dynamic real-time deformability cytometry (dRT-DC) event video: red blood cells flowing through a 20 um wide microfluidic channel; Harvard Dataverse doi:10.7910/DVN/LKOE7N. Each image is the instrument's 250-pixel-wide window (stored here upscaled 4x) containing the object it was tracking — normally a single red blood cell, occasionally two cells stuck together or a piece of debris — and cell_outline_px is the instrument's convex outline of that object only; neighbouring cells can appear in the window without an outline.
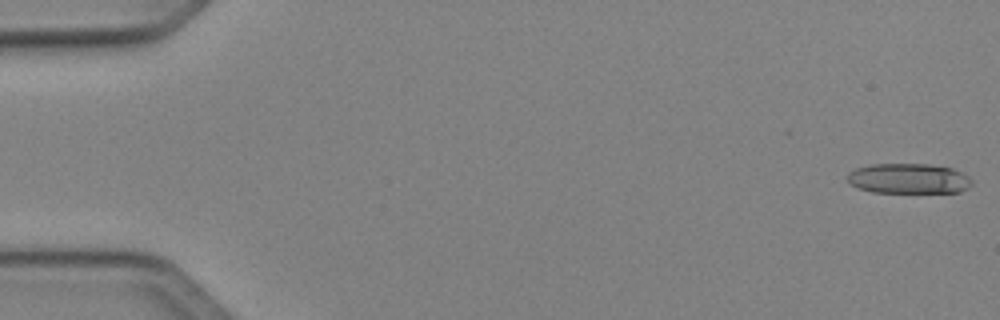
{"species": "Egyptian fruit bat (a non-hibernating species)", "species_latin": "Rousettus aegyptiacus", "temperature_condition": "cold", "stored_images_in_passage": 50, "camera_frame_rate_fps": 3000, "um_per_image_px": 0.085, "animal": {"sex": "female"}, "frame": {"image": 1, "passage_image": 1, "time_ms": 0.0, "image_size_px": [1000, 320], "cell_outline_px": [[972, 184], [968, 188], [960, 192], [872, 192], [848, 184], [848, 172], [856, 168], [868, 164], [928, 164], [952, 168], [964, 172], [972, 180]], "centroid_in_image_um": [77.24, 15.17], "position_along_channel_um": 7.8, "area_um2": 22.02}}
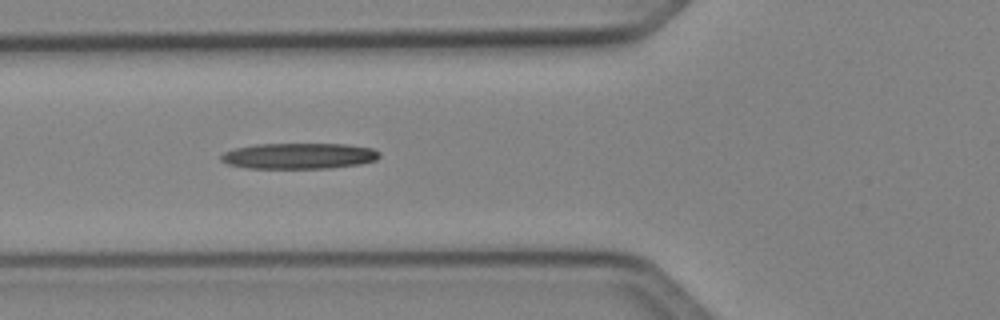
{"frame": {"image": 2, "passage_image": 19, "time_ms": 6.0, "image_size_px": [1000, 320], "cell_outline_px": [[380, 156], [376, 160], [360, 164], [328, 168], [248, 168], [228, 164], [220, 160], [220, 156], [224, 152], [236, 148], [256, 144], [348, 144], [372, 148], [380, 152]], "centroid_in_image_um": [25.43, 13.25], "position_along_channel_um": 100.4, "area_um2": 23.87}}
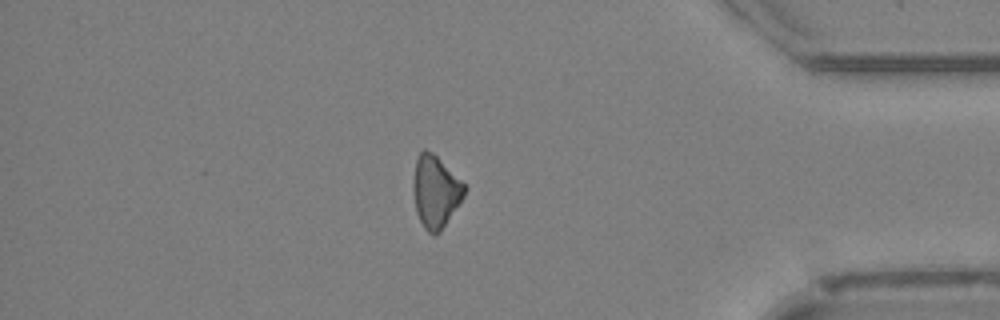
{"frame": {"image": 3, "passage_image": 43, "time_ms": 14.0, "image_size_px": [1000, 320], "cell_outline_px": [[468, 188], [464, 196], [440, 232], [436, 236], [428, 232], [424, 228], [416, 212], [412, 192], [412, 180], [416, 156], [424, 148], [432, 152]], "centroid_in_image_um": [36.98, 16.28], "position_along_channel_um": 398.2, "area_um2": 21.62}}